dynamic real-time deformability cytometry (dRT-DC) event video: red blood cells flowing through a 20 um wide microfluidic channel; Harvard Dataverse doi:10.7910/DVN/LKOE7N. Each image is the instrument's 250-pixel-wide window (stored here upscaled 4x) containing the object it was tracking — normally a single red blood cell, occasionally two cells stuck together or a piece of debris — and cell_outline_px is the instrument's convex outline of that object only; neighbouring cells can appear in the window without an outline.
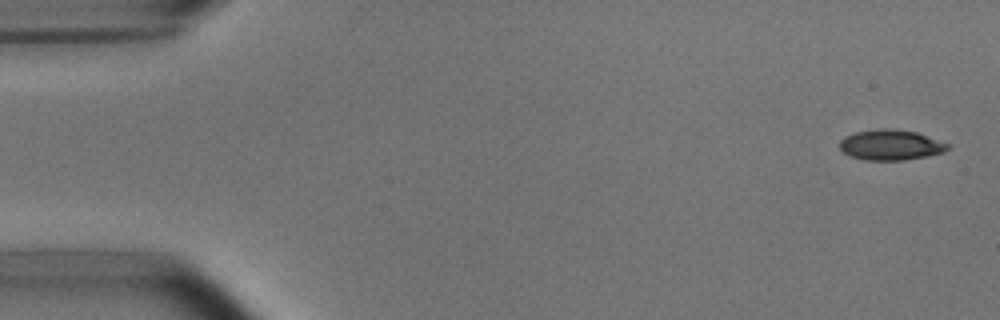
{"species": "common noctule bat (a hibernating species)", "species_latin": "Nyctalus noctula", "temperature_condition": "room temperature", "stored_images_in_passage": 4, "camera_frame_rate_fps": 3000, "um_per_image_px": 0.085, "animal": {"sex": "male", "body_mass_g": 15.6}, "frame": {"image": 1, "passage_image": 1, "time_ms": 0.0, "image_size_px": [1000, 320], "cell_outline_px": [[952, 148], [944, 152], [904, 160], [868, 160], [852, 156], [844, 152], [840, 148], [840, 140], [844, 136], [856, 132], [880, 128], [892, 128], [916, 132], [952, 144]], "centroid_in_image_um": [75.76, 12.3], "position_along_channel_um": 9.2, "area_um2": 19.19}}
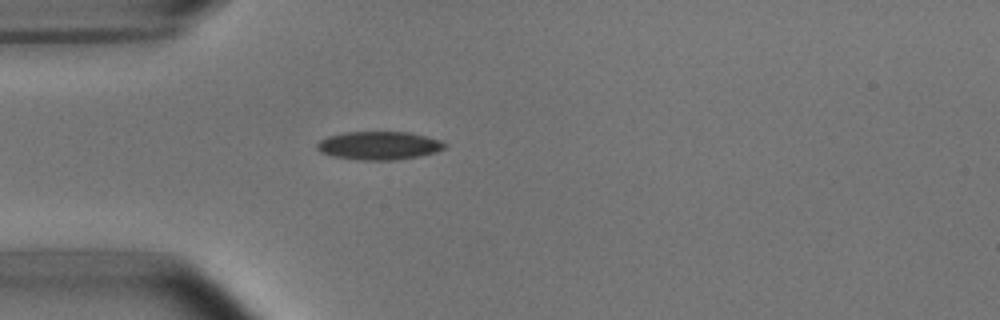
{"frame": {"image": 2, "passage_image": 4, "time_ms": 4.333, "image_size_px": [1000, 320], "cell_outline_px": [[448, 144], [444, 148], [436, 152], [396, 160], [360, 160], [336, 156], [320, 152], [316, 148], [316, 144], [320, 140], [328, 136], [344, 132], [408, 132], [440, 140]], "centroid_in_image_um": [32.2, 12.37], "position_along_channel_um": 52.8, "area_um2": 20.87}}